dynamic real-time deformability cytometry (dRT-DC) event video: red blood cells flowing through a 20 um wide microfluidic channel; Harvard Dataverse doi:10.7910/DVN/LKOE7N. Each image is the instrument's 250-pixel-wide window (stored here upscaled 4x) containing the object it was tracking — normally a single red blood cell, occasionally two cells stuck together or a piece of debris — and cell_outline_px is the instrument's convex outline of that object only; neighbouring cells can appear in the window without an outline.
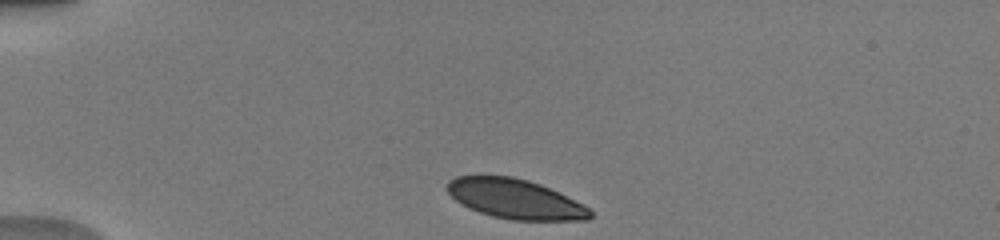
{"species": "human", "species_latin": "Homo sapiens", "temperature_condition": "warm", "stored_images_in_passage": 36, "camera_frame_rate_fps": 3000, "um_per_image_px": 0.085, "donor": {"sex": "male"}, "frame": {"image": 1, "passage_image": 1, "time_ms": 0.0, "image_size_px": [1000, 240], "cell_outline_px": [[592, 216], [588, 220], [512, 220], [492, 216], [468, 208], [456, 200], [448, 192], [448, 180], [456, 176], [512, 176], [528, 180], [540, 184], [584, 204], [592, 212]], "centroid_in_image_um": [43.8, 16.91], "position_along_channel_um": 41.2, "area_um2": 32.83}}
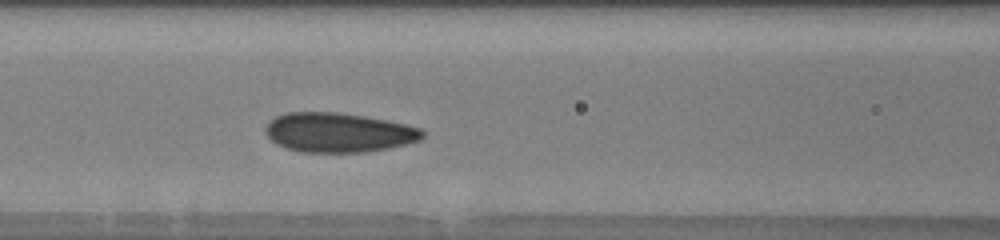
{"frame": {"image": 2, "passage_image": 12, "time_ms": 3.667, "image_size_px": [1000, 240], "cell_outline_px": [[424, 136], [420, 140], [388, 148], [364, 152], [300, 152], [276, 144], [264, 132], [264, 128], [276, 116], [284, 112], [336, 112], [364, 116], [404, 124], [420, 128], [424, 132]], "centroid_in_image_um": [28.74, 11.26], "position_along_channel_um": 137.9, "area_um2": 35.89}}
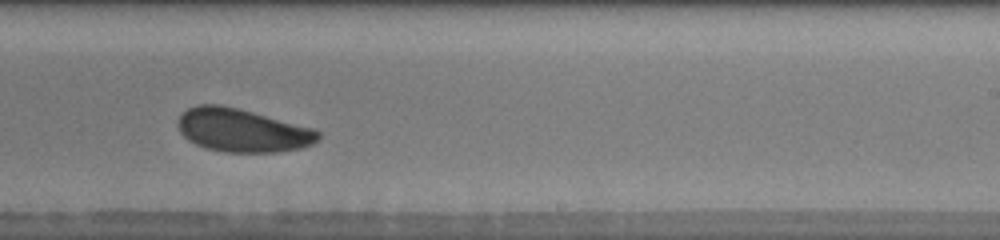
{"frame": {"image": 3, "passage_image": 21, "time_ms": 7.0, "image_size_px": [1000, 240], "cell_outline_px": [[320, 136], [312, 144], [300, 148], [276, 152], [224, 152], [204, 148], [188, 140], [180, 132], [176, 124], [176, 120], [188, 108], [196, 104], [220, 104], [316, 128], [320, 132]], "centroid_in_image_um": [20.57, 11.07], "position_along_channel_um": 268.4, "area_um2": 35.49}, "authors_computed_cell_mechanics": {"area_um2": 35.2002, "velocity_mm_per_s": 3.9273, "shape_relaxation_time_tau1_ms": 2.6241, "shape_relaxation_time_tau2_ms": null, "deformation_change_tau1": 0.0914, "deformation_change_tau2": null}}